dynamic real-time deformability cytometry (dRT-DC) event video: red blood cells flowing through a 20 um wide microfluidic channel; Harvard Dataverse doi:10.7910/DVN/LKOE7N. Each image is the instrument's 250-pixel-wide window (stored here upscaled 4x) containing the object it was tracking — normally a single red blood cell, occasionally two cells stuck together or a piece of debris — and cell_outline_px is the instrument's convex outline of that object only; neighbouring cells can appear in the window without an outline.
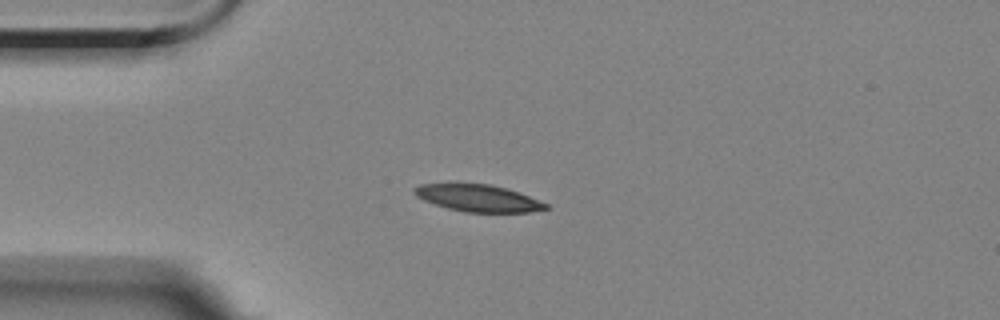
{"species": "Egyptian fruit bat (a non-hibernating species)", "species_latin": "Rousettus aegyptiacus", "temperature_condition": "room temperature", "stored_images_in_passage": 4, "camera_frame_rate_fps": 3000, "um_per_image_px": 0.085, "animal": {"sex": "female"}, "frame": {"image": 1, "passage_image": 3, "time_ms": 2.333, "image_size_px": [1000, 320], "cell_outline_px": [[548, 208], [528, 212], [464, 212], [448, 208], [424, 200], [416, 196], [412, 192], [412, 188], [420, 184], [456, 180], [492, 184], [508, 188], [520, 192], [548, 204]], "centroid_in_image_um": [40.55, 16.77], "position_along_channel_um": 44.5, "area_um2": 21.62}}